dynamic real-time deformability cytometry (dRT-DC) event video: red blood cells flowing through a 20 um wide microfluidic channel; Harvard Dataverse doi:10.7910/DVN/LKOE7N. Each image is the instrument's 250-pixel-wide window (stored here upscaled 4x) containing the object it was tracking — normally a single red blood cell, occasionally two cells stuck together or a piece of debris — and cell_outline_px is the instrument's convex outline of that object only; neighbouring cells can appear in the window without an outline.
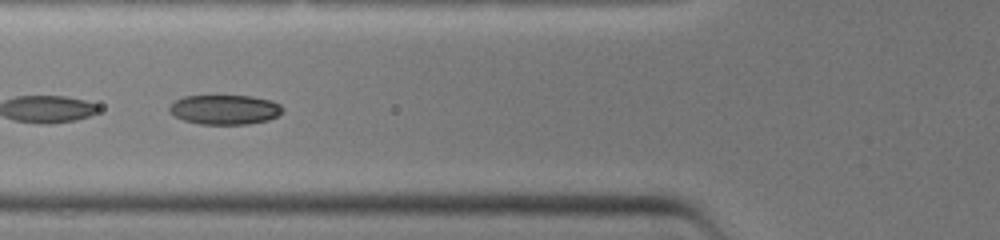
{"species": "common noctule bat (a hibernating species)", "species_latin": "Nyctalus noctula", "temperature_condition": "warm", "stored_images_in_passage": 12, "camera_frame_rate_fps": 3000, "um_per_image_px": 0.085, "animal": {"sex": "female", "body_mass_g": 19.0, "forearm_length_mm": 51.5}, "frame": {"image": 1, "passage_image": 7, "time_ms": 4.667, "image_size_px": [1000, 240], "cell_outline_px": [[284, 112], [268, 120], [248, 124], [200, 124], [184, 120], [168, 112], [168, 108], [176, 100], [184, 96], [252, 96], [272, 100], [280, 104], [284, 108]], "centroid_in_image_um": [19.14, 9.31], "position_along_channel_um": 106.7, "area_um2": 19.59}}
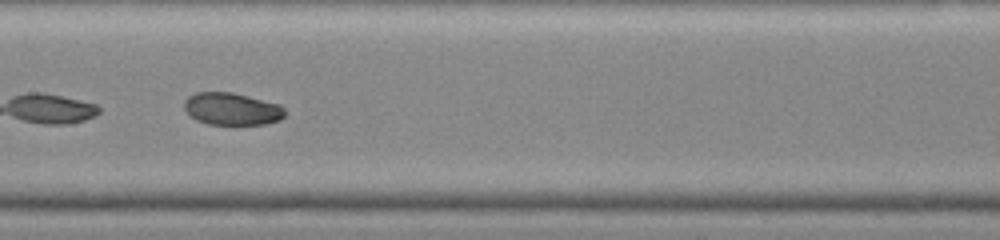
{"frame": {"image": 2, "passage_image": 9, "time_ms": 6.333, "image_size_px": [1000, 240], "cell_outline_px": [[284, 116], [280, 120], [264, 124], [208, 124], [196, 120], [184, 108], [184, 100], [188, 96], [196, 92], [232, 92], [280, 104], [284, 108]], "centroid_in_image_um": [19.7, 9.25], "position_along_channel_um": 187.7, "area_um2": 18.9}}
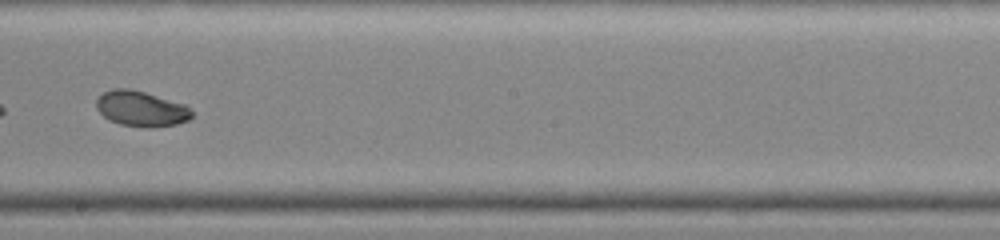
{"frame": {"image": 3, "passage_image": 10, "time_ms": 7.333, "image_size_px": [1000, 240], "cell_outline_px": [[192, 116], [188, 120], [176, 124], [152, 128], [144, 128], [120, 124], [108, 120], [96, 108], [96, 100], [104, 92], [112, 88], [128, 88], [144, 92], [188, 104], [192, 112]], "centroid_in_image_um": [12.02, 9.24], "position_along_channel_um": 236.2, "area_um2": 19.94}}